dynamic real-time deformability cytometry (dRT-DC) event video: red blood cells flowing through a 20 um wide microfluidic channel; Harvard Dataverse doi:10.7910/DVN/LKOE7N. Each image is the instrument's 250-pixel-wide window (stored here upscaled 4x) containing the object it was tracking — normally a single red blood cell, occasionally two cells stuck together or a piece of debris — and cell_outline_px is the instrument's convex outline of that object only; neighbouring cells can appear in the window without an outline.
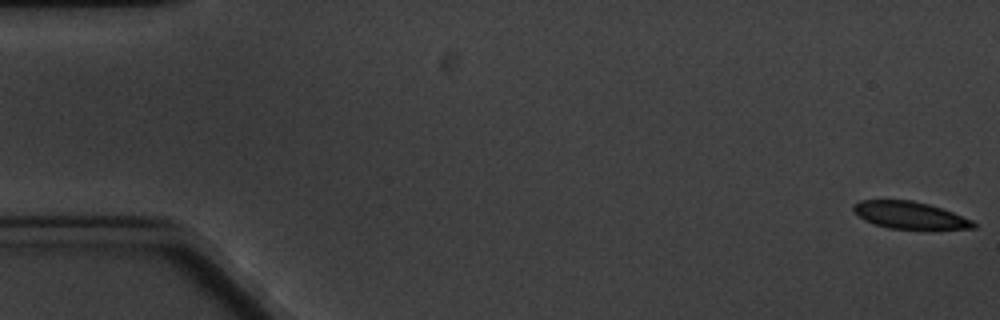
{"species": "common noctule bat (a hibernating species)", "species_latin": "Nyctalus noctula", "temperature_condition": "cold", "stored_images_in_passage": 9, "camera_frame_rate_fps": 3000, "um_per_image_px": 0.085, "animal": {"sex": "male", "body_mass_g": 20.1, "forearm_length_mm": 53.5}, "frame": {"image": 1, "passage_image": 1, "time_ms": 0.0, "image_size_px": [1000, 320], "cell_outline_px": [[976, 228], [924, 232], [888, 228], [864, 220], [852, 208], [852, 204], [860, 200], [912, 200], [928, 204], [952, 212], [972, 220], [976, 224]], "centroid_in_image_um": [77.4, 18.35], "position_along_channel_um": 7.6, "area_um2": 19.77}}
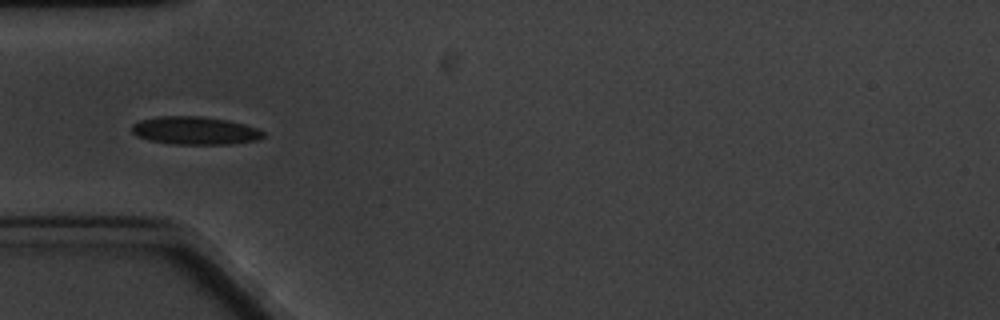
{"frame": {"image": 2, "passage_image": 6, "time_ms": 6.0, "image_size_px": [1000, 320], "cell_outline_px": [[264, 136], [260, 140], [232, 144], [172, 144], [148, 140], [136, 136], [132, 132], [132, 124], [140, 120], [156, 116], [200, 116], [228, 120], [244, 124], [256, 128], [264, 132]], "centroid_in_image_um": [16.57, 11.1], "position_along_channel_um": 68.4, "area_um2": 21.62}}